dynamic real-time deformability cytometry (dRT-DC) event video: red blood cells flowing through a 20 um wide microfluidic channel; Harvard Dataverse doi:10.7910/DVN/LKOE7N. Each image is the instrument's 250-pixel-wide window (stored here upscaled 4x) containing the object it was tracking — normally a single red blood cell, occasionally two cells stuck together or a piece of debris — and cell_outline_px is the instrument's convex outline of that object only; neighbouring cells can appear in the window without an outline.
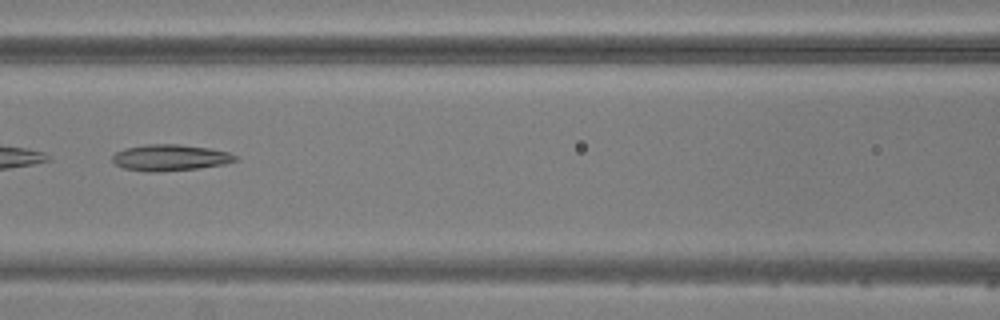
{"species": "common noctule bat (a hibernating species)", "species_latin": "Nyctalus noctula", "temperature_condition": "warm", "stored_images_in_passage": 7, "camera_frame_rate_fps": 3000, "um_per_image_px": 0.085, "animal": {"sex": "male", "body_mass_g": 20.5, "forearm_length_mm": 52.5}, "frame": {"image": 1, "passage_image": 7, "time_ms": 7.0, "image_size_px": [1000, 320], "cell_outline_px": [[240, 160], [224, 164], [200, 168], [156, 172], [144, 172], [124, 168], [116, 164], [112, 160], [112, 156], [116, 152], [124, 148], [144, 144], [180, 144], [208, 148], [228, 152], [236, 156]], "centroid_in_image_um": [14.45, 13.4], "position_along_channel_um": 152.1, "area_um2": 18.96}}